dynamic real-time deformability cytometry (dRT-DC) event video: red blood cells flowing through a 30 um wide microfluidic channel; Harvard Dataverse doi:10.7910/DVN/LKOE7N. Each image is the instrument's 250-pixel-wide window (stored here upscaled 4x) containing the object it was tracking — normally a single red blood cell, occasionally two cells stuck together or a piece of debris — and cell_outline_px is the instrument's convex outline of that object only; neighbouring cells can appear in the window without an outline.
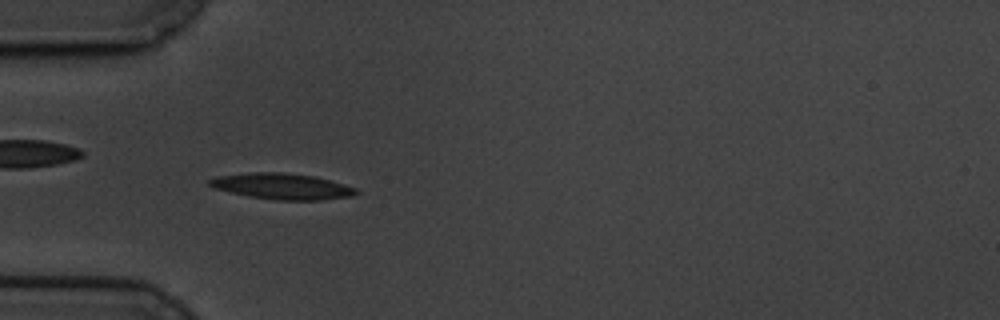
{"species": "common noctule bat (a hibernating species)", "species_latin": "Nyctalus noctula", "temperature_condition": "cold", "stored_images_in_passage": 59, "camera_frame_rate_fps": 3000, "um_per_image_px": 0.085, "animal": {"sex": "male", "body_mass_g": 19.5, "forearm_length_mm": 54.6}, "frame": {"image": 1, "passage_image": 18, "time_ms": 5.667, "image_size_px": [1000, 320], "cell_outline_px": [[360, 192], [352, 196], [320, 200], [276, 200], [248, 196], [216, 188], [208, 184], [208, 180], [216, 176], [252, 172], [280, 172], [312, 176], [344, 184], [356, 188]], "centroid_in_image_um": [23.98, 15.84], "position_along_channel_um": 61.0, "area_um2": 21.96}}
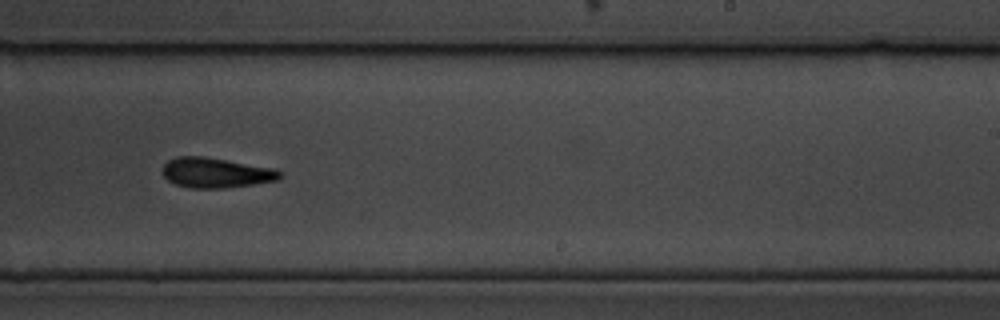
{"frame": {"image": 2, "passage_image": 37, "time_ms": 12.0, "image_size_px": [1000, 320], "cell_outline_px": [[284, 176], [276, 180], [252, 184], [224, 188], [188, 188], [176, 184], [168, 180], [164, 176], [164, 164], [168, 160], [176, 156], [204, 156], [276, 168], [284, 172]], "centroid_in_image_um": [18.39, 14.67], "position_along_channel_um": 270.6, "area_um2": 20.69}}
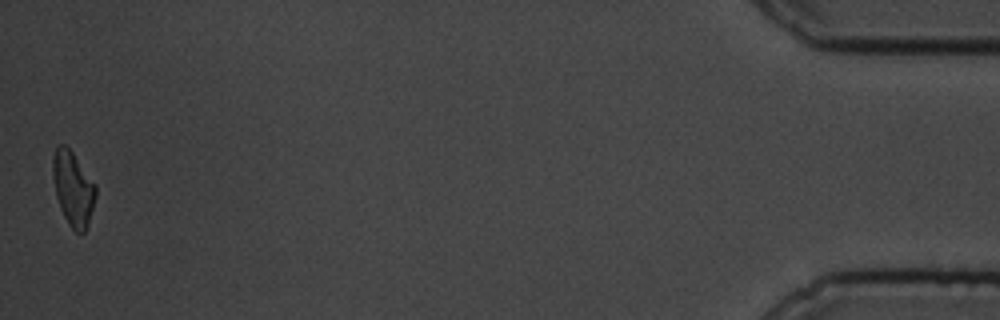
{"frame": {"image": 3, "passage_image": 59, "time_ms": 19.333, "image_size_px": [1000, 320], "cell_outline_px": [[96, 196], [88, 224], [84, 232], [76, 232], [68, 224], [60, 208], [56, 196], [52, 176], [52, 160], [56, 148], [60, 144], [64, 144], [72, 152], [96, 184]], "centroid_in_image_um": [6.2, 16.02], "position_along_channel_um": 429.0, "area_um2": 18.5}, "authors_computed_cell_mechanics": {"area_um2": 20.23, "velocity_mm_per_s": 3.3726, "shape_relaxation_time_tau1_ms": 6.7822, "shape_relaxation_time_tau2_ms": null, "deformation_change_tau1": 0.1902, "deformation_change_tau2": null}}